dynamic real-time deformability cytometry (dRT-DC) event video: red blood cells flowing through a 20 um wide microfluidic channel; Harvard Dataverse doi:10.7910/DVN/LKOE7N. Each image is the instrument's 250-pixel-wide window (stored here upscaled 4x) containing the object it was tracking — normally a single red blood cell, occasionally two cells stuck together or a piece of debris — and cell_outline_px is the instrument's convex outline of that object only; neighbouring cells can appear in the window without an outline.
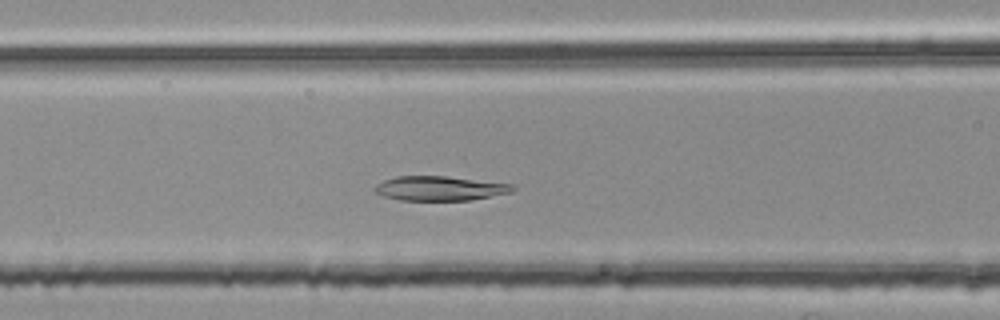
{"species": "common noctule bat (a hibernating species)", "species_latin": "Nyctalus noctula", "temperature_condition": "room temperature", "stored_images_in_passage": 46, "camera_frame_rate_fps": 3000, "um_per_image_px": 0.085, "animal": {"sex": "female", "body_mass_g": 25.1}, "frame": {"image": 1, "passage_image": 17, "time_ms": 5.333, "image_size_px": [1000, 320], "cell_outline_px": [[516, 188], [512, 192], [472, 200], [400, 200], [384, 196], [372, 192], [372, 188], [376, 184], [384, 180], [396, 176], [448, 176], [516, 184]], "centroid_in_image_um": [37.4, 16.0], "position_along_channel_um": 129.2, "area_um2": 20.0}}
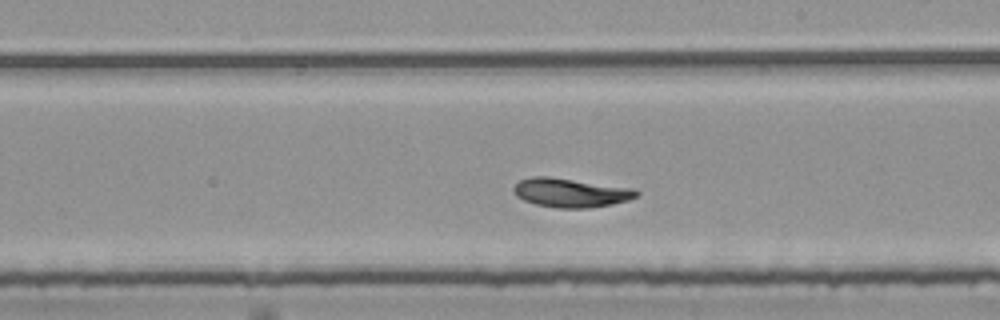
{"frame": {"image": 2, "passage_image": 26, "time_ms": 8.333, "image_size_px": [1000, 320], "cell_outline_px": [[640, 192], [636, 196], [628, 200], [612, 204], [588, 208], [556, 208], [536, 204], [524, 200], [516, 196], [512, 192], [512, 188], [520, 180], [532, 176], [548, 176], [636, 188]], "centroid_in_image_um": [48.51, 16.37], "position_along_channel_um": 240.5, "area_um2": 20.92}}
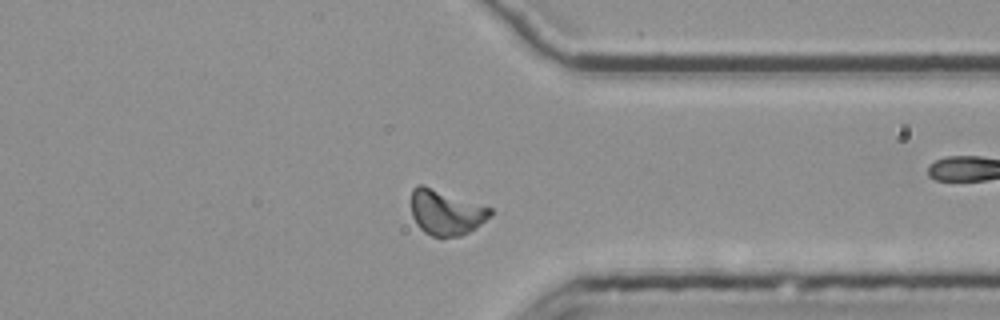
{"frame": {"image": 3, "passage_image": 37, "time_ms": 12.0, "image_size_px": [1000, 320], "cell_outline_px": [[492, 216], [476, 228], [460, 236], [440, 240], [424, 232], [416, 224], [412, 216], [412, 188], [416, 184], [424, 184], [492, 208]], "centroid_in_image_um": [37.9, 18.08], "position_along_channel_um": 373.5, "area_um2": 21.39}, "authors_computed_cell_mechanics": {"area_um2": 20.4612, "velocity_mm_per_s": 3.7306, "shape_relaxation_time_tau1_ms": 3.7186, "shape_relaxation_time_tau2_ms": 1.4033, "deformation_change_tau1": 0.1288, "deformation_change_tau2": 0.0435}}